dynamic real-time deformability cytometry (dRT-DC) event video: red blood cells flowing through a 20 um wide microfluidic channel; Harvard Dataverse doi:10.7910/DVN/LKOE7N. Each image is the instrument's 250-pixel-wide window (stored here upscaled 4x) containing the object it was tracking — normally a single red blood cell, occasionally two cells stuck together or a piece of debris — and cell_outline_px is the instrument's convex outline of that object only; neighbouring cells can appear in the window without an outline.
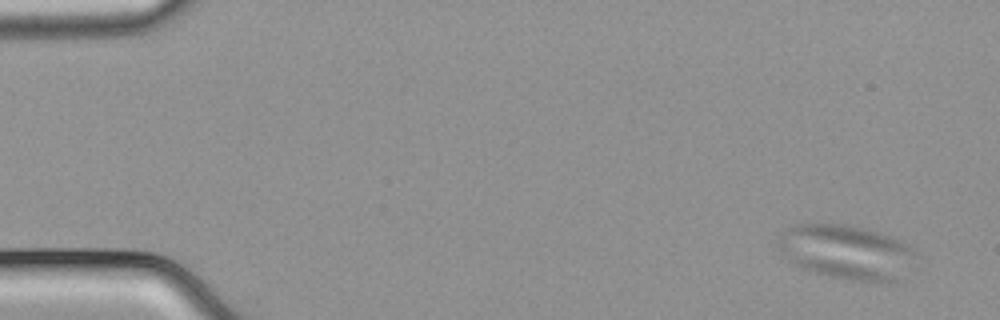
{"species": "common noctule bat (a hibernating species)", "species_latin": "Nyctalus noctula", "temperature_condition": "cold", "stored_images_in_passage": 18, "camera_frame_rate_fps": 3000, "um_per_image_px": 0.085, "animal": {"sex": "male", "body_mass_g": 21.5, "forearm_length_mm": 52.0}, "frame": {"image": 1, "passage_image": 3, "time_ms": 0.667, "image_size_px": [1000, 320], "cell_outline_px": [[916, 252], [896, 284], [880, 284], [852, 280], [832, 276], [800, 268], [788, 260], [780, 252], [776, 244], [780, 232], [784, 228], [796, 224], [844, 224], [864, 228], [880, 232], [892, 236], [900, 240], [912, 248]], "centroid_in_image_um": [71.91, 21.43], "position_along_channel_um": 13.1, "area_um2": 44.04}}